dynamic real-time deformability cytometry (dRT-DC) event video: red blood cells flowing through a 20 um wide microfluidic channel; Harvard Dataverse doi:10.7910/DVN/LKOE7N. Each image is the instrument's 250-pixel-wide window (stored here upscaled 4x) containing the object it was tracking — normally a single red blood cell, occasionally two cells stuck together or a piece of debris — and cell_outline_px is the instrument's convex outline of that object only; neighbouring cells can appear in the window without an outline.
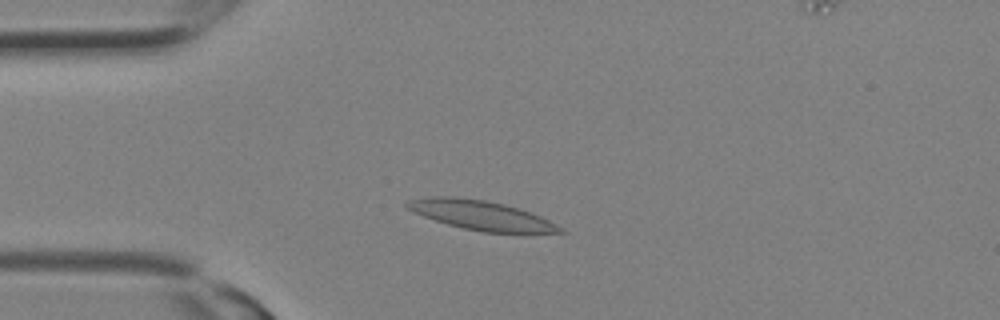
{"species": "Egyptian fruit bat (a non-hibernating species)", "species_latin": "Rousettus aegyptiacus", "temperature_condition": "room temperature", "stored_images_in_passage": 2, "camera_frame_rate_fps": 3000, "um_per_image_px": 0.085, "animal": {"sex": "female"}, "frame": {"image": 1, "passage_image": 1, "time_ms": 0.0, "image_size_px": [1000, 320], "cell_outline_px": [[568, 232], [484, 232], [464, 228], [448, 224], [424, 216], [408, 208], [404, 204], [408, 200], [428, 196], [452, 196], [484, 200], [504, 204], [532, 212], [556, 224]], "centroid_in_image_um": [40.88, 18.28], "position_along_channel_um": 44.1, "area_um2": 25.72}}